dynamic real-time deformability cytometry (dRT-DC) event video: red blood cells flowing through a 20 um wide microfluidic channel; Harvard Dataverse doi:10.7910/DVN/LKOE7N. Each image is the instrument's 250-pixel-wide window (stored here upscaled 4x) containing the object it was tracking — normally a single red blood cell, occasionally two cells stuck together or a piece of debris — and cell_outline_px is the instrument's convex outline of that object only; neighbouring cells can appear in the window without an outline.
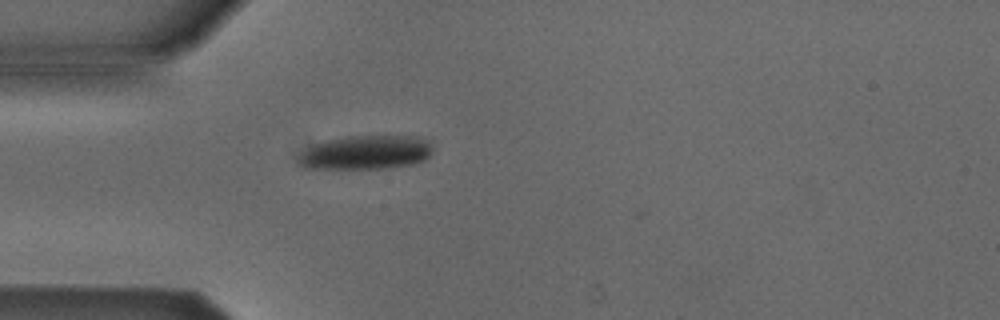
{"species": "Egyptian fruit bat (a non-hibernating species)", "species_latin": "Rousettus aegyptiacus", "temperature_condition": "cold", "stored_images_in_passage": 1, "camera_frame_rate_fps": 3000, "um_per_image_px": 0.085, "animal": {"sex": "male"}, "frame": {"image": 1, "passage_image": 1, "time_ms": 0.0, "image_size_px": [1000, 320], "cell_outline_px": [[432, 152], [424, 160], [412, 164], [380, 168], [308, 168], [300, 164], [296, 160], [312, 144], [328, 140], [348, 136], [416, 136], [428, 140], [432, 148]], "centroid_in_image_um": [31.12, 12.95], "position_along_channel_um": 53.9, "area_um2": 26.24}}